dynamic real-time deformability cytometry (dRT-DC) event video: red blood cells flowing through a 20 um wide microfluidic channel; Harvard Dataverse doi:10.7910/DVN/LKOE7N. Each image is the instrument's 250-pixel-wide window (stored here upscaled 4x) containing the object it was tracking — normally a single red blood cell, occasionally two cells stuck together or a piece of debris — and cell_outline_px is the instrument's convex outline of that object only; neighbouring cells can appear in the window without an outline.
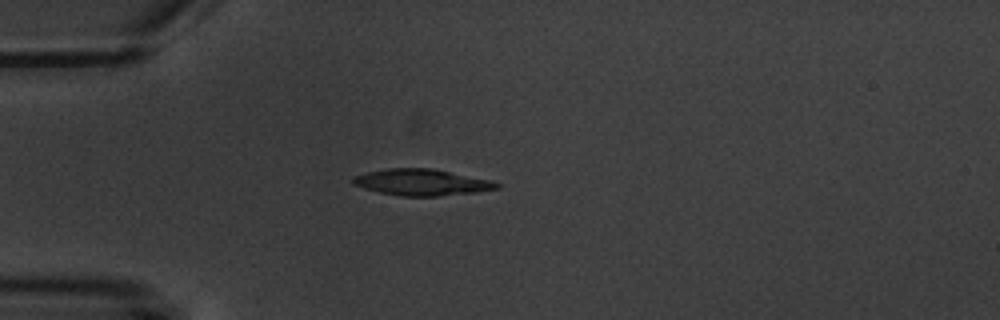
{"species": "common noctule bat (a hibernating species)", "species_latin": "Nyctalus noctula", "temperature_condition": "warm", "stored_images_in_passage": 3, "camera_frame_rate_fps": 3000, "um_per_image_px": 0.085, "animal": {"sex": "male", "body_mass_g": 20.1, "forearm_length_mm": 53.5}, "frame": {"image": 1, "passage_image": 3, "time_ms": 3.0, "image_size_px": [1000, 320], "cell_outline_px": [[500, 188], [476, 192], [440, 196], [400, 196], [380, 192], [364, 188], [352, 184], [352, 180], [356, 176], [368, 172], [388, 168], [432, 168], [492, 180], [500, 184]], "centroid_in_image_um": [35.89, 15.5], "position_along_channel_um": 49.1, "area_um2": 22.02}}